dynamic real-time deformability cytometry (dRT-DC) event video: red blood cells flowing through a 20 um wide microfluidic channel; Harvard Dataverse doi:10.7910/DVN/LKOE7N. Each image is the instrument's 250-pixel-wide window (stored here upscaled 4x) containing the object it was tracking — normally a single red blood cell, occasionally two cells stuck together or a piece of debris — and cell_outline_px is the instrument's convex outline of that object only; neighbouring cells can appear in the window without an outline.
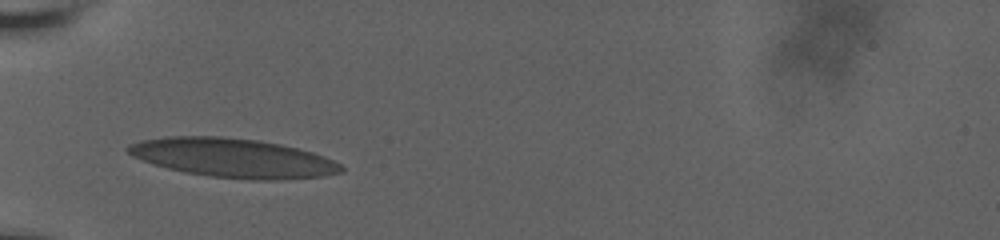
{"species": "human", "species_latin": "Homo sapiens", "temperature_condition": "room temperature", "stored_images_in_passage": 8, "camera_frame_rate_fps": 3000, "um_per_image_px": 0.085, "donor": {"sex": "male"}, "frame": {"image": 1, "passage_image": 1, "time_ms": 0.0, "image_size_px": [1000, 240], "cell_outline_px": [[344, 172], [324, 176], [280, 180], [252, 180], [208, 176], [184, 172], [152, 164], [132, 156], [124, 148], [128, 144], [140, 140], [164, 136], [220, 136], [256, 140], [280, 144], [312, 152], [324, 156], [340, 164], [344, 168]], "centroid_in_image_um": [19.78, 13.42], "position_along_channel_um": 65.2, "area_um2": 48.78}}
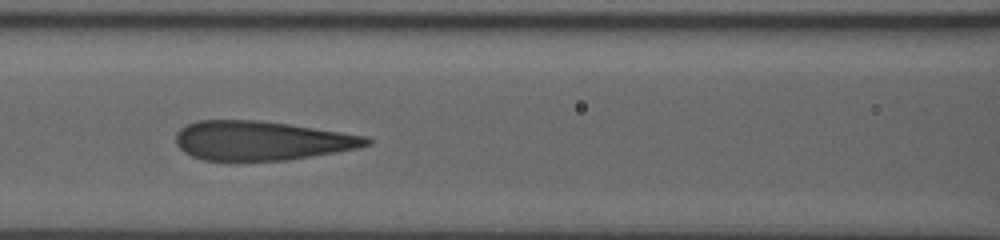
{"frame": {"image": 2, "passage_image": 5, "time_ms": 2.333, "image_size_px": [1000, 240], "cell_outline_px": [[372, 144], [356, 148], [288, 160], [204, 160], [192, 156], [184, 152], [176, 144], [176, 132], [180, 128], [196, 120], [256, 120], [288, 124], [368, 136], [372, 140]], "centroid_in_image_um": [22.21, 11.95], "position_along_channel_um": 144.4, "area_um2": 43.35}}
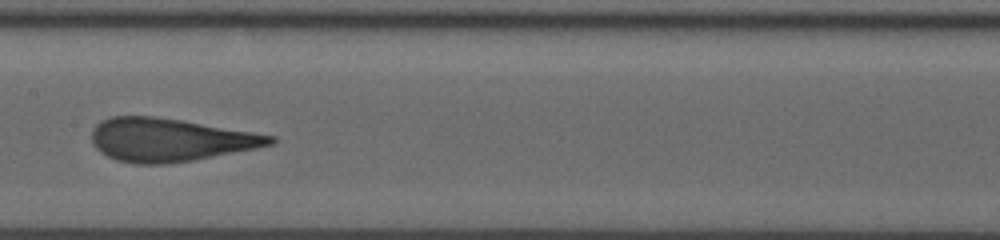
{"frame": {"image": 3, "passage_image": 7, "time_ms": 3.667, "image_size_px": [1000, 240], "cell_outline_px": [[276, 144], [256, 148], [192, 160], [164, 164], [136, 164], [116, 160], [100, 152], [92, 144], [92, 128], [100, 120], [112, 116], [152, 116], [180, 120], [276, 136]], "centroid_in_image_um": [14.4, 11.88], "position_along_channel_um": 193.0, "area_um2": 44.68}}